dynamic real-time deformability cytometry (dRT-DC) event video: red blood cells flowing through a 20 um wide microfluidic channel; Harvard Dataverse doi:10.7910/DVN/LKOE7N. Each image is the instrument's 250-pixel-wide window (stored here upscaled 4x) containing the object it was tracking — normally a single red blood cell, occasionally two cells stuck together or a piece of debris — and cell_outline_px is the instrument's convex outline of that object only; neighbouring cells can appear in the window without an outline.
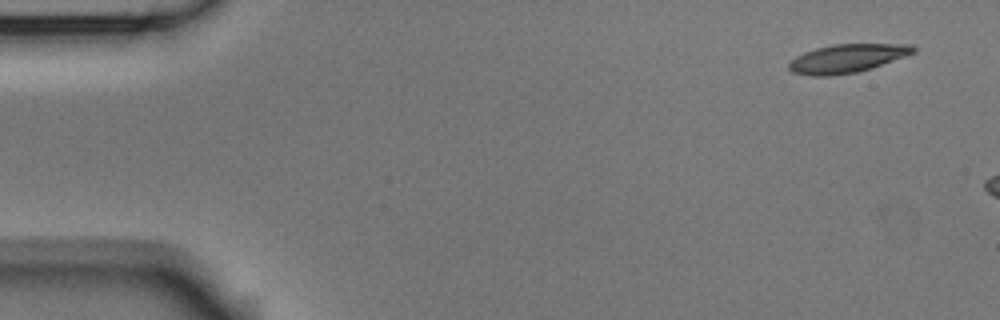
{"species": "Egyptian fruit bat (a non-hibernating species)", "species_latin": "Rousettus aegyptiacus", "temperature_condition": "room temperature", "stored_images_in_passage": 3, "camera_frame_rate_fps": 3000, "um_per_image_px": 0.085, "animal": {"sex": "male"}, "frame": {"image": 1, "passage_image": 1, "time_ms": 0.0, "image_size_px": [1000, 320], "cell_outline_px": [[916, 52], [872, 68], [856, 72], [832, 76], [808, 76], [792, 72], [788, 68], [788, 64], [796, 56], [804, 52], [816, 48], [832, 44], [912, 44], [916, 48]], "centroid_in_image_um": [71.99, 4.97], "position_along_channel_um": 13.0, "area_um2": 20.75}}